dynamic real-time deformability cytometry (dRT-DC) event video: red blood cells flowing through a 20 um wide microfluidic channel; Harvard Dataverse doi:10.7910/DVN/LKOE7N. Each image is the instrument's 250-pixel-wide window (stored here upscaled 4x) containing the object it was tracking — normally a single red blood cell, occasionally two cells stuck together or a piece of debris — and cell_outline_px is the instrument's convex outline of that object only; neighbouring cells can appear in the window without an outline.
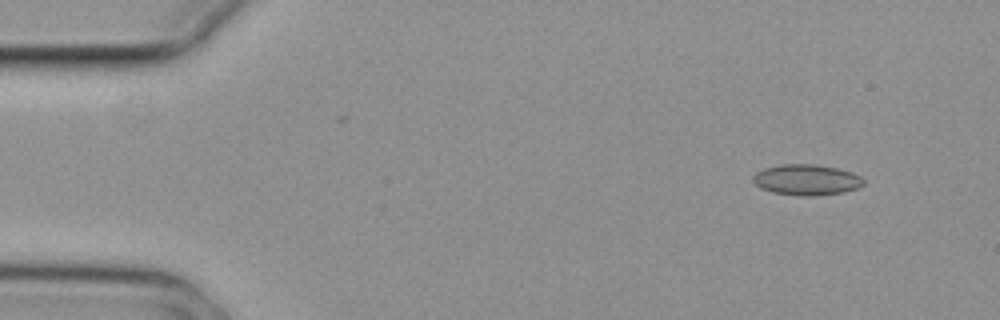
{"species": "common noctule bat (a hibernating species)", "species_latin": "Nyctalus noctula", "temperature_condition": "cold", "stored_images_in_passage": 4, "camera_frame_rate_fps": 3000, "um_per_image_px": 0.085, "animal": {"sex": "female", "body_mass_g": 29.2, "forearm_length_mm": 56.3}, "frame": {"image": 1, "passage_image": 1, "time_ms": 0.0, "image_size_px": [1000, 320], "cell_outline_px": [[864, 184], [860, 188], [844, 192], [812, 196], [800, 196], [772, 192], [760, 188], [752, 180], [752, 176], [756, 172], [764, 168], [780, 164], [812, 164], [836, 168], [852, 172], [860, 176], [864, 180]], "centroid_in_image_um": [68.55, 15.29], "position_along_channel_um": 16.4, "area_um2": 19.94}}